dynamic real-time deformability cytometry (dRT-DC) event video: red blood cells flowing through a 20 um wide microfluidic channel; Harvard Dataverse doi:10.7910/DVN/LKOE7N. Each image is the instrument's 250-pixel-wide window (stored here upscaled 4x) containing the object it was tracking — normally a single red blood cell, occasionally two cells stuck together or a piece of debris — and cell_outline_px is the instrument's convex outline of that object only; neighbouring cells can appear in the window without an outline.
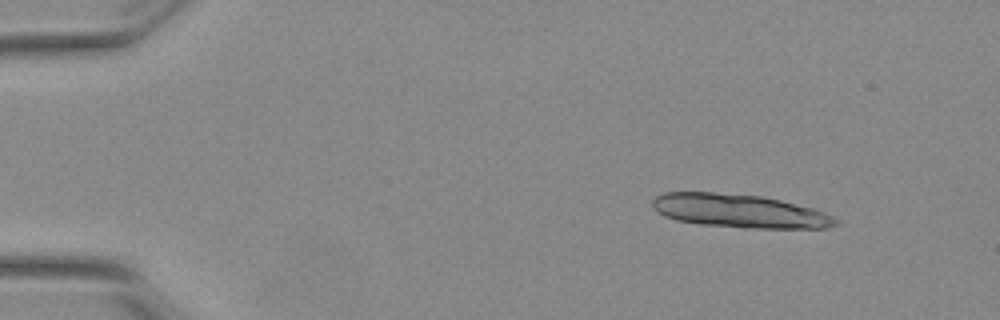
{"species": "Egyptian fruit bat (a non-hibernating species)", "species_latin": "Rousettus aegyptiacus", "temperature_condition": "warm", "stored_images_in_passage": 16, "camera_frame_rate_fps": 3000, "um_per_image_px": 0.085, "animal": {"sex": "female"}, "frame": {"image": 1, "passage_image": 6, "time_ms": 1.667, "image_size_px": [1000, 320], "cell_outline_px": [[840, 224], [828, 228], [740, 228], [700, 224], [676, 220], [664, 216], [656, 212], [652, 208], [652, 200], [656, 196], [664, 192], [712, 192], [764, 196], [812, 208], [836, 216], [840, 220]], "centroid_in_image_um": [62.87, 17.94], "position_along_channel_um": 22.1, "area_um2": 36.18}}